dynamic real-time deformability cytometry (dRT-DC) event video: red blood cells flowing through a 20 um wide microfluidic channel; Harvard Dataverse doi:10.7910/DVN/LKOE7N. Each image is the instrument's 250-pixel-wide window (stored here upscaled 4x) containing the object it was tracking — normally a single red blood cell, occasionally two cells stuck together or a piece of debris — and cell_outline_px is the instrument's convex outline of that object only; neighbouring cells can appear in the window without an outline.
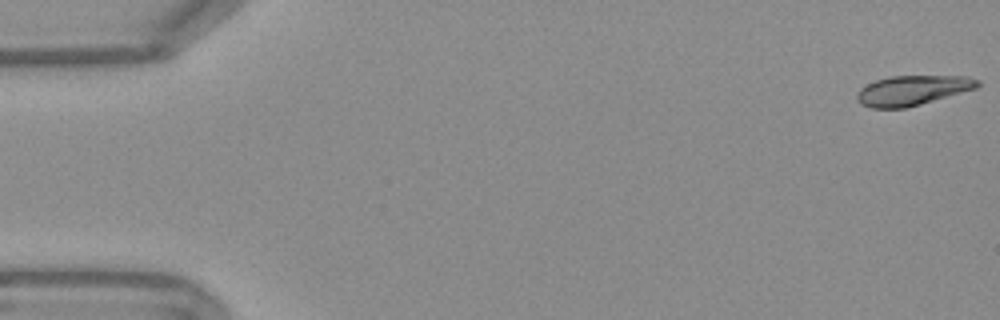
{"species": "Egyptian fruit bat (a non-hibernating species)", "species_latin": "Rousettus aegyptiacus", "temperature_condition": "warm", "stored_images_in_passage": 11, "camera_frame_rate_fps": 3000, "um_per_image_px": 0.085, "frame": {"image": 1, "passage_image": 1, "time_ms": 0.0, "image_size_px": [1000, 320], "cell_outline_px": [[980, 84], [976, 88], [920, 104], [904, 108], [872, 108], [860, 104], [856, 100], [856, 96], [860, 88], [876, 80], [892, 76], [968, 76], [980, 80]], "centroid_in_image_um": [77.54, 7.68], "position_along_channel_um": 7.5, "area_um2": 20.81}}